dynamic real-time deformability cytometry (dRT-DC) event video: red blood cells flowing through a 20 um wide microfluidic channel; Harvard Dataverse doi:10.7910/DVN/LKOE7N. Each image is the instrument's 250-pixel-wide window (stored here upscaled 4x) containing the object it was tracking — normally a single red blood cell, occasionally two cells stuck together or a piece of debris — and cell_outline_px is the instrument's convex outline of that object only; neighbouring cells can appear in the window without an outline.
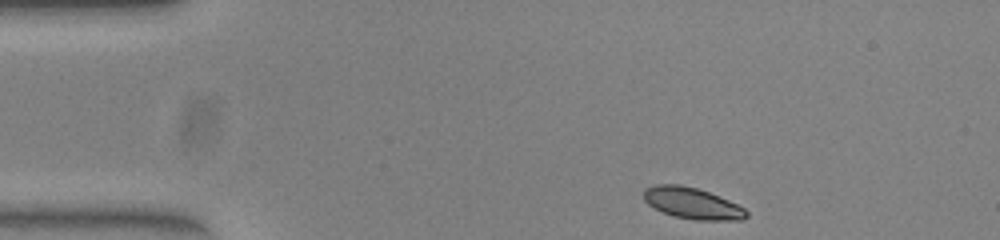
{"species": "common noctule bat (a hibernating species)", "species_latin": "Nyctalus noctula", "temperature_condition": "warm", "stored_images_in_passage": 45, "camera_frame_rate_fps": 3000, "um_per_image_px": 0.085, "animal": {"sex": "female", "body_mass_g": 23.0, "forearm_length_mm": 53.4}, "frame": {"image": 1, "passage_image": 1, "time_ms": 0.0, "image_size_px": [1000, 240], "cell_outline_px": [[748, 216], [740, 220], [696, 220], [676, 216], [664, 212], [648, 204], [644, 200], [644, 188], [656, 184], [680, 184], [696, 188], [708, 192], [728, 200], [744, 208], [748, 212]], "centroid_in_image_um": [58.84, 17.27], "position_along_channel_um": 26.2, "area_um2": 18.5}}
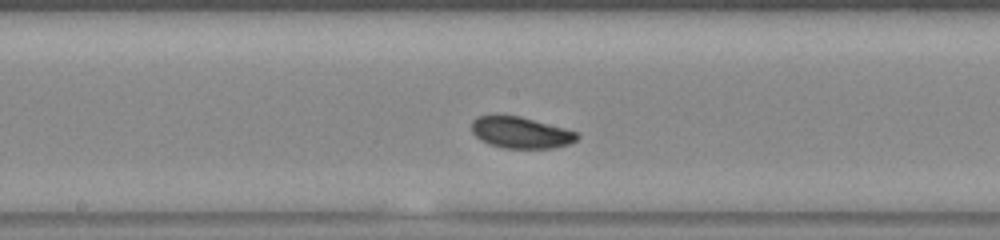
{"frame": {"image": 2, "passage_image": 20, "time_ms": 6.333, "image_size_px": [1000, 240], "cell_outline_px": [[580, 136], [576, 140], [568, 144], [556, 148], [504, 148], [488, 144], [480, 140], [472, 132], [472, 120], [476, 116], [496, 112], [520, 116], [564, 128], [576, 132]], "centroid_in_image_um": [44.19, 11.23], "position_along_channel_um": 204.0, "area_um2": 19.83}}
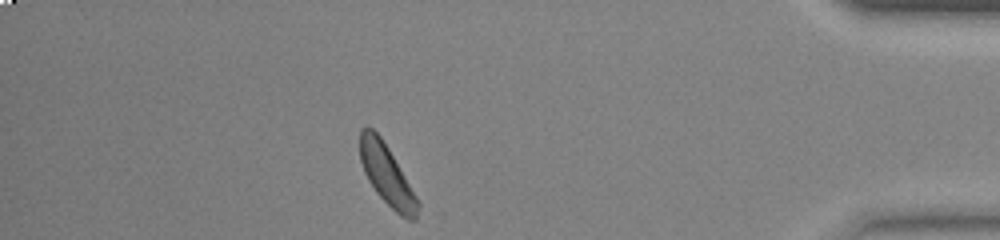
{"frame": {"image": 3, "passage_image": 39, "time_ms": 12.667, "image_size_px": [1000, 240], "cell_outline_px": [[420, 204], [416, 220], [408, 220], [400, 216], [376, 192], [368, 180], [364, 172], [360, 160], [360, 128], [372, 128], [380, 136], [388, 148], [416, 196]], "centroid_in_image_um": [32.88, 14.89], "position_along_channel_um": 402.3, "area_um2": 19.94}, "authors_computed_cell_mechanics": {"area_um2": 19.8254, "velocity_mm_per_s": 3.8613, "shape_relaxation_time_tau1_ms": 1.4516, "shape_relaxation_time_tau2_ms": null, "deformation_change_tau1": 0.0639, "deformation_change_tau2": null}}